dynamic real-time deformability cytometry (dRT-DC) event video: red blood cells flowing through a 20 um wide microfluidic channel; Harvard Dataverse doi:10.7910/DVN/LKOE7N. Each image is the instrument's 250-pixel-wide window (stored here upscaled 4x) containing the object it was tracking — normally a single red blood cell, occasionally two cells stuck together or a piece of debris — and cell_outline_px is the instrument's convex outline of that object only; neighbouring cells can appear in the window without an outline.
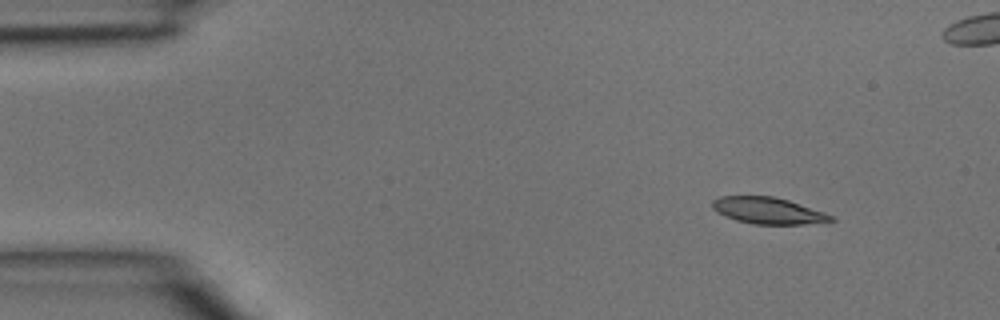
{"species": "common noctule bat (a hibernating species)", "species_latin": "Nyctalus noctula", "temperature_condition": "room temperature", "stored_images_in_passage": 4, "camera_frame_rate_fps": 3000, "um_per_image_px": 0.085, "animal": {"sex": "male", "body_mass_g": 15.6}, "frame": {"image": 1, "passage_image": 1, "time_ms": 0.0, "image_size_px": [1000, 320], "cell_outline_px": [[836, 220], [804, 224], [752, 224], [736, 220], [716, 212], [712, 208], [712, 200], [720, 196], [772, 196], [788, 200], [836, 216]], "centroid_in_image_um": [65.28, 17.9], "position_along_channel_um": 19.7, "area_um2": 18.32}}